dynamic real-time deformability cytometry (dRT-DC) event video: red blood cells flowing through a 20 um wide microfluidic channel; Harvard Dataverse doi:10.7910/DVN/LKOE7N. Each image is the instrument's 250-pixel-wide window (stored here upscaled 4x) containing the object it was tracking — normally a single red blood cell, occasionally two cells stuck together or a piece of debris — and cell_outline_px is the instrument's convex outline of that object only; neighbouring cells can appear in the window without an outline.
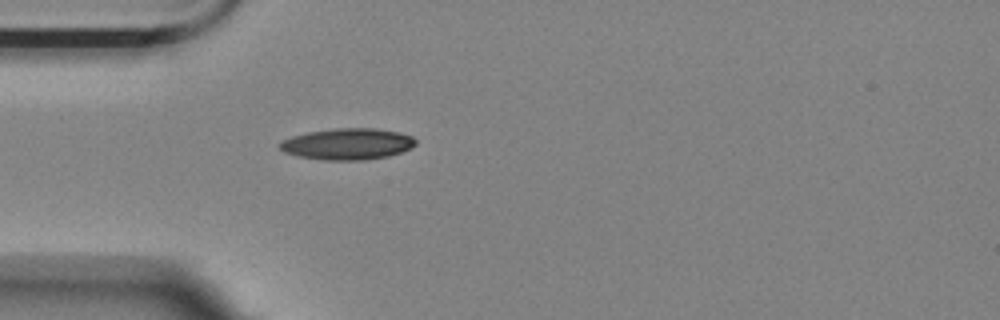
{"species": "Egyptian fruit bat (a non-hibernating species)", "species_latin": "Rousettus aegyptiacus", "temperature_condition": "room temperature", "stored_images_in_passage": 5, "camera_frame_rate_fps": 3000, "um_per_image_px": 0.085, "animal": {"sex": "female"}, "frame": {"image": 1, "passage_image": 5, "time_ms": 1.333, "image_size_px": [1000, 320], "cell_outline_px": [[416, 144], [400, 152], [388, 156], [364, 160], [324, 160], [296, 156], [284, 152], [280, 148], [280, 144], [284, 140], [292, 136], [308, 132], [336, 128], [376, 128], [400, 132], [412, 136], [416, 140]], "centroid_in_image_um": [29.55, 12.24], "position_along_channel_um": 55.5, "area_um2": 24.74}}